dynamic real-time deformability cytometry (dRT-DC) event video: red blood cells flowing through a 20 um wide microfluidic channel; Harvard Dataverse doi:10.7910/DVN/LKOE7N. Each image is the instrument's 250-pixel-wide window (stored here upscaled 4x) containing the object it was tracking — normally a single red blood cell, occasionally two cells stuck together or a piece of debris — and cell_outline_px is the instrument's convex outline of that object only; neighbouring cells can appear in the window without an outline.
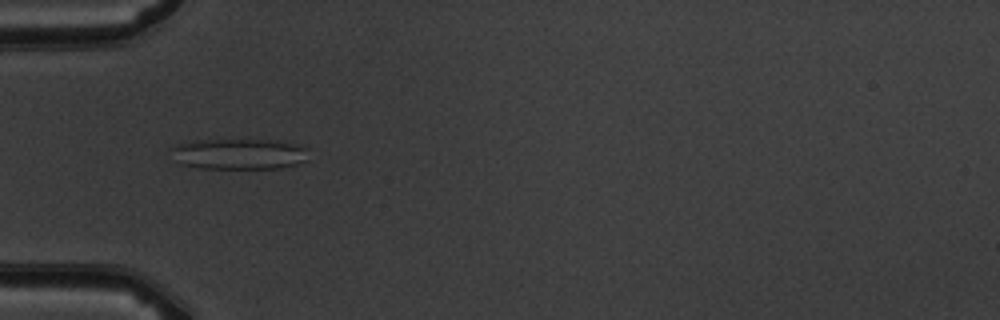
{"species": "common noctule bat (a hibernating species)", "species_latin": "Nyctalus noctula", "temperature_condition": "warm", "stored_images_in_passage": 5, "camera_frame_rate_fps": 3000, "um_per_image_px": 0.085, "animal": {"sex": "male", "body_mass_g": 19.5, "forearm_length_mm": 54.6}, "frame": {"image": 1, "passage_image": 4, "time_ms": 3.333, "image_size_px": [1000, 320], "cell_outline_px": [[308, 160], [296, 164], [280, 168], [200, 168], [180, 164], [176, 160], [172, 148], [176, 144], [192, 140], [280, 140], [296, 144], [308, 148]], "centroid_in_image_um": [20.36, 13.08], "position_along_channel_um": 64.6, "area_um2": 24.74}}
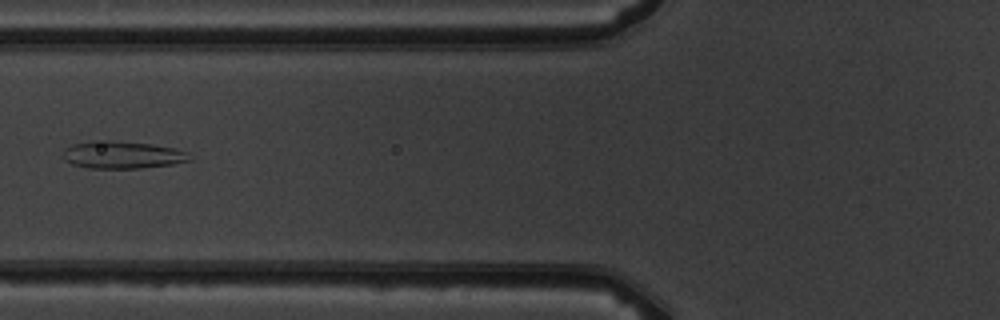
{"frame": {"image": 2, "passage_image": 5, "time_ms": 4.667, "image_size_px": [1000, 320], "cell_outline_px": [[192, 160], [172, 164], [140, 168], [88, 168], [72, 164], [64, 160], [60, 156], [64, 148], [72, 144], [92, 140], [108, 140], [152, 144], [176, 148], [188, 152]], "centroid_in_image_um": [10.35, 13.15], "position_along_channel_um": 115.4, "area_um2": 20.52}}